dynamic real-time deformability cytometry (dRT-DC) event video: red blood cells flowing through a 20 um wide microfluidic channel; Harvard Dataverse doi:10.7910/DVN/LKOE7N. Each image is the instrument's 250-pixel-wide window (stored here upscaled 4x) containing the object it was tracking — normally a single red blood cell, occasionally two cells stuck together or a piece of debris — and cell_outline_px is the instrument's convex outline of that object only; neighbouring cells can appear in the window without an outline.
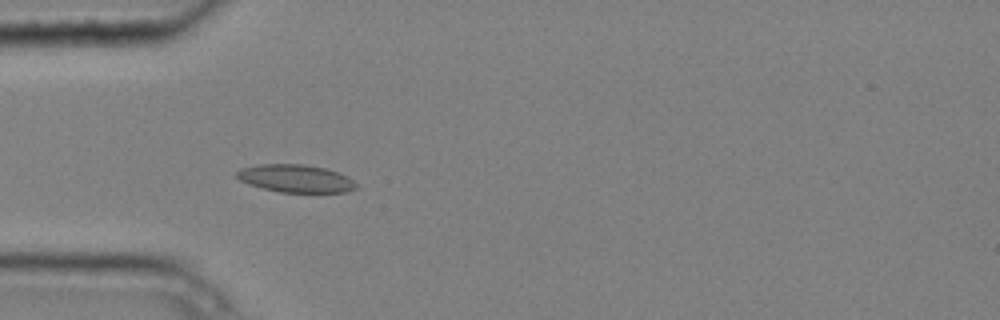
{"species": "common noctule bat (a hibernating species)", "species_latin": "Nyctalus noctula", "temperature_condition": "cold", "stored_images_in_passage": 5, "camera_frame_rate_fps": 3000, "um_per_image_px": 0.085, "animal": {"sex": "male", "body_mass_g": 20.4}, "frame": {"image": 1, "passage_image": 4, "time_ms": 1.0, "image_size_px": [1000, 320], "cell_outline_px": [[356, 188], [348, 192], [280, 192], [248, 184], [240, 180], [236, 176], [236, 172], [240, 168], [260, 164], [300, 164], [324, 168], [348, 176], [356, 184]], "centroid_in_image_um": [25.11, 15.17], "position_along_channel_um": 59.9, "area_um2": 19.13}}
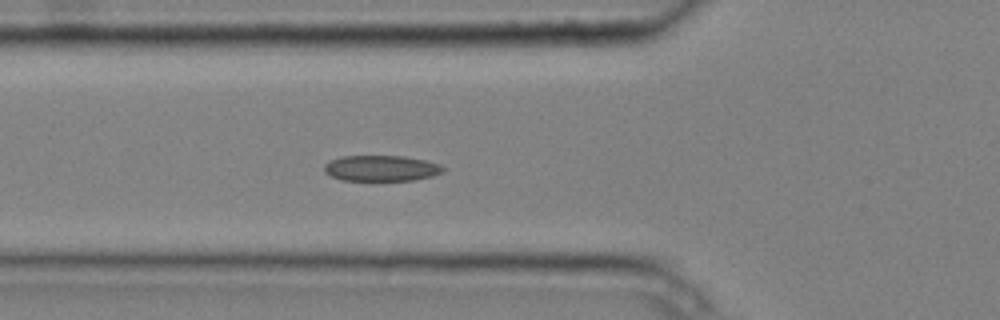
{"frame": {"image": 2, "passage_image": 5, "time_ms": 1.333, "image_size_px": [1000, 320], "cell_outline_px": [[444, 172], [432, 176], [412, 180], [340, 180], [324, 172], [324, 164], [328, 160], [340, 156], [404, 156], [424, 160], [440, 164], [444, 168]], "centroid_in_image_um": [32.37, 14.29], "position_along_channel_um": 93.4, "area_um2": 17.92}}